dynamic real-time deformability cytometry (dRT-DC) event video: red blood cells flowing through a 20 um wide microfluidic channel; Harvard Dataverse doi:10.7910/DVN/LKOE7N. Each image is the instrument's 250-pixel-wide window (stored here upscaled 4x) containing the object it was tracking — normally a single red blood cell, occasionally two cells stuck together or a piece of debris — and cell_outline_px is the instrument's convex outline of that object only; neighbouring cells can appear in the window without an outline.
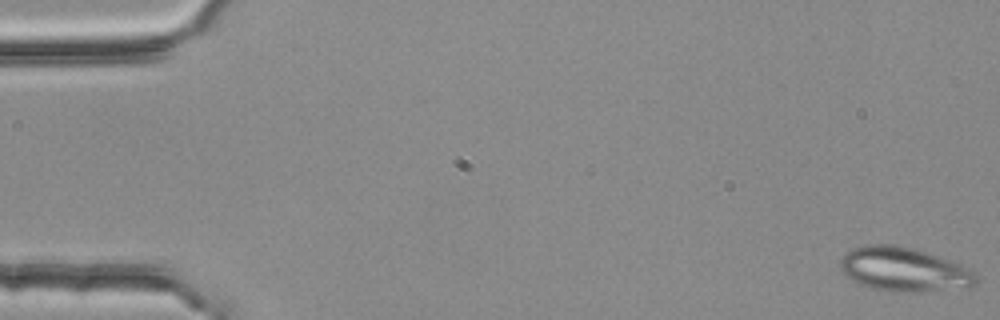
{"species": "common noctule bat (a hibernating species)", "species_latin": "Nyctalus noctula", "temperature_condition": "room temperature", "stored_images_in_passage": 6, "camera_frame_rate_fps": 3000, "um_per_image_px": 0.085, "animal": {"sex": "female", "body_mass_g": 25.1}, "frame": {"image": 1, "passage_image": 1, "time_ms": 0.0, "image_size_px": [1000, 320], "cell_outline_px": [[976, 284], [968, 288], [920, 292], [892, 292], [872, 288], [860, 284], [852, 280], [840, 268], [840, 260], [852, 248], [864, 244], [896, 244], [912, 248], [960, 264], [972, 272], [976, 276]], "centroid_in_image_um": [76.82, 22.91], "position_along_channel_um": 8.2, "area_um2": 34.8}}